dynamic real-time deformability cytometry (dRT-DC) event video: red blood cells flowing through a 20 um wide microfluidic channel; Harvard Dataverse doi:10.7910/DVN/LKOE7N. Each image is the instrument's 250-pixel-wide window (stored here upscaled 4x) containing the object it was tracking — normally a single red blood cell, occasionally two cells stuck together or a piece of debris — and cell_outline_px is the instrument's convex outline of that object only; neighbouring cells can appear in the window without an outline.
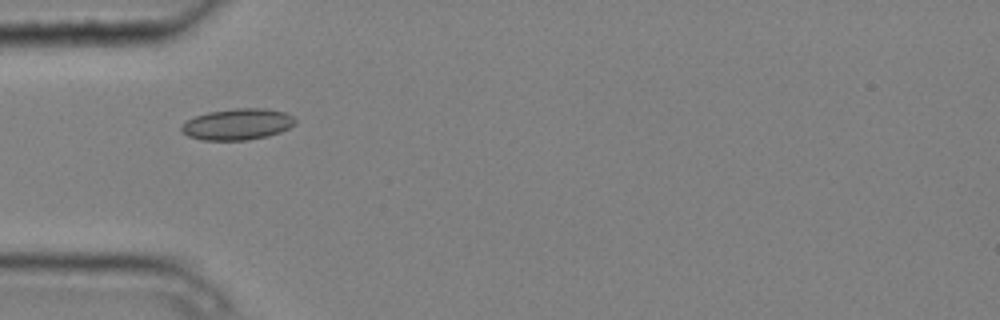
{"species": "common noctule bat (a hibernating species)", "species_latin": "Nyctalus noctula", "temperature_condition": "cold", "stored_images_in_passage": 6, "camera_frame_rate_fps": 3000, "um_per_image_px": 0.085, "animal": {"sex": "male", "body_mass_g": 20.4}, "frame": {"image": 1, "passage_image": 1, "time_ms": 0.0, "image_size_px": [1000, 320], "cell_outline_px": [[296, 124], [280, 132], [268, 136], [248, 140], [204, 140], [188, 136], [180, 132], [180, 124], [184, 120], [208, 112], [236, 108], [264, 108], [284, 112], [292, 116], [296, 120]], "centroid_in_image_um": [20.15, 10.56], "position_along_channel_um": 64.9, "area_um2": 20.92}}
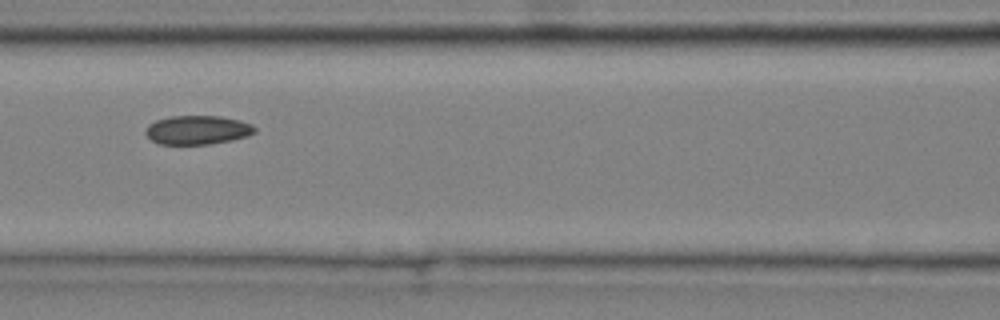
{"frame": {"image": 2, "passage_image": 3, "time_ms": 0.667, "image_size_px": [1000, 320], "cell_outline_px": [[256, 132], [248, 136], [232, 140], [208, 144], [160, 144], [152, 140], [144, 132], [148, 124], [156, 120], [172, 116], [220, 116], [240, 120], [252, 124], [256, 128]], "centroid_in_image_um": [16.8, 11.04], "position_along_channel_um": 149.8, "area_um2": 18.44}}
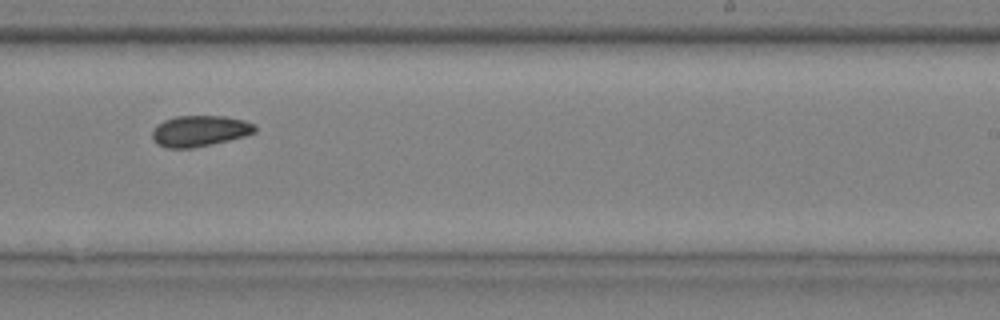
{"frame": {"image": 3, "passage_image": 6, "time_ms": 1.667, "image_size_px": [1000, 320], "cell_outline_px": [[256, 132], [244, 136], [212, 144], [192, 148], [168, 148], [156, 144], [152, 136], [152, 132], [156, 124], [164, 120], [176, 116], [224, 116], [244, 120], [256, 124]], "centroid_in_image_um": [16.97, 11.13], "position_along_channel_um": 272.0, "area_um2": 18.61}}